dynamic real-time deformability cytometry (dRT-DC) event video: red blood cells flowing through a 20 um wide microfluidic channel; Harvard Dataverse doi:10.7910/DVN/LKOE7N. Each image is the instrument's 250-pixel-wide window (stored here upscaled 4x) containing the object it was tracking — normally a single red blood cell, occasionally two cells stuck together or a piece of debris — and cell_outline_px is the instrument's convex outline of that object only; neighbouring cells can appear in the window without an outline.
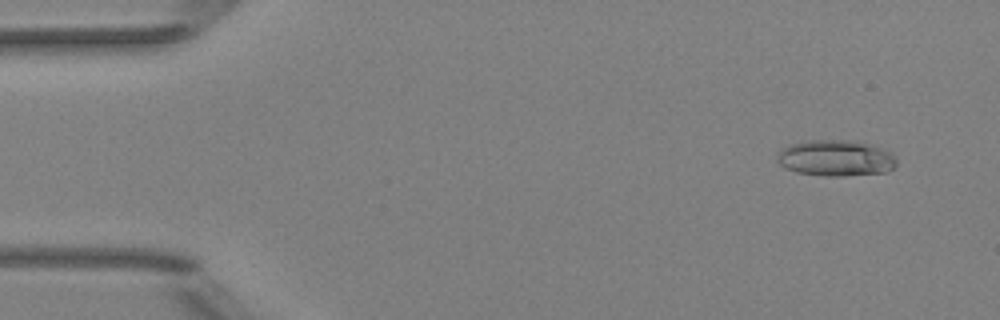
{"species": "Egyptian fruit bat (a non-hibernating species)", "species_latin": "Rousettus aegyptiacus", "temperature_condition": "room temperature", "stored_images_in_passage": 49, "camera_frame_rate_fps": 3000, "um_per_image_px": 0.085, "animal": {"sex": "female"}, "frame": {"image": 1, "passage_image": 4, "time_ms": 1.0, "image_size_px": [1000, 320], "cell_outline_px": [[896, 164], [888, 172], [844, 176], [824, 176], [796, 172], [784, 168], [776, 160], [776, 152], [780, 148], [788, 144], [808, 140], [852, 140], [868, 144], [880, 148], [888, 152], [896, 160]], "centroid_in_image_um": [70.95, 13.44], "position_along_channel_um": 14.1, "area_um2": 25.32}}
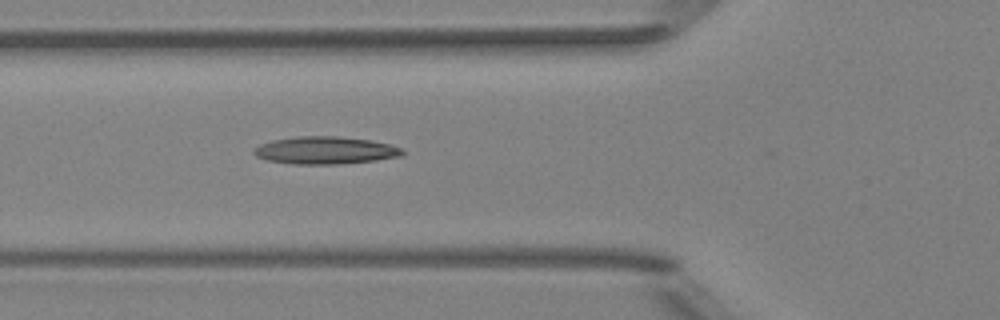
{"frame": {"image": 2, "passage_image": 19, "time_ms": 6.0, "image_size_px": [1000, 320], "cell_outline_px": [[404, 152], [400, 156], [376, 160], [336, 164], [296, 164], [268, 160], [256, 156], [252, 152], [260, 144], [272, 140], [296, 136], [340, 136], [372, 140], [392, 144], [400, 148]], "centroid_in_image_um": [27.66, 12.76], "position_along_channel_um": 98.1, "area_um2": 23.76}}
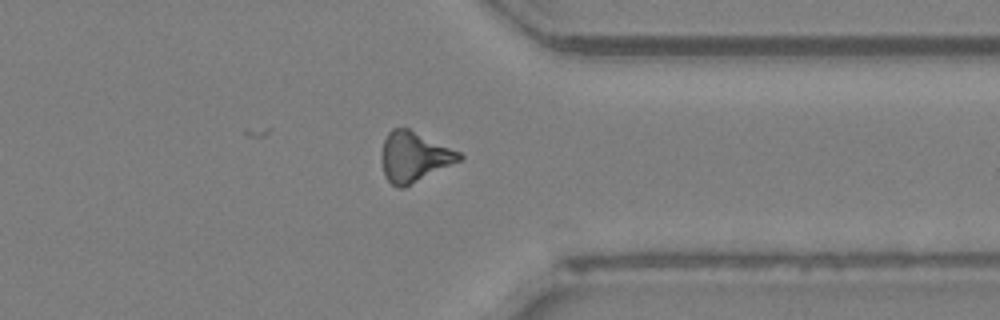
{"frame": {"image": 3, "passage_image": 40, "time_ms": 13.0, "image_size_px": [1000, 320], "cell_outline_px": [[464, 156], [460, 160], [404, 188], [400, 188], [392, 184], [384, 176], [380, 160], [380, 156], [384, 140], [388, 132], [392, 128], [408, 128], [460, 152]], "centroid_in_image_um": [35.15, 13.33], "position_along_channel_um": 376.3, "area_um2": 22.6}}